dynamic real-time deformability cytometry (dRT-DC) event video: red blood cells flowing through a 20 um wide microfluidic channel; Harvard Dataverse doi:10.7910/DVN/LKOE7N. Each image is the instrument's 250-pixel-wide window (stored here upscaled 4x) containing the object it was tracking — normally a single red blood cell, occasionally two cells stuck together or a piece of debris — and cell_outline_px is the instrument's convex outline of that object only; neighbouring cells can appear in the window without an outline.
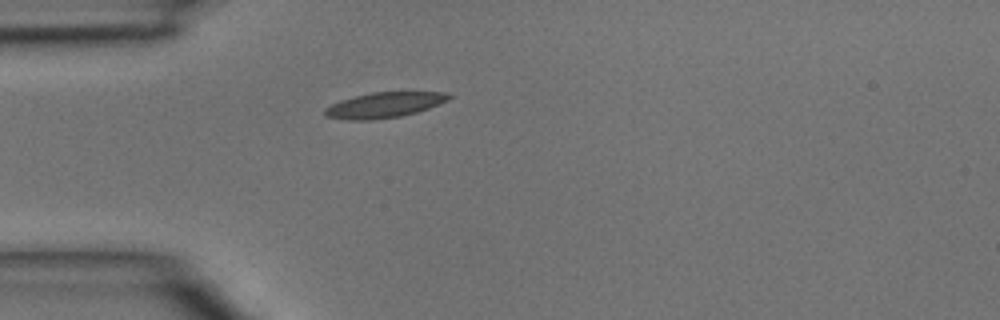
{"species": "common noctule bat (a hibernating species)", "species_latin": "Nyctalus noctula", "temperature_condition": "room temperature", "stored_images_in_passage": 1, "camera_frame_rate_fps": 3000, "um_per_image_px": 0.085, "animal": {"sex": "male", "body_mass_g": 15.6}, "frame": {"image": 1, "passage_image": 1, "time_ms": 0.0, "image_size_px": [1000, 320], "cell_outline_px": [[452, 96], [448, 100], [428, 108], [416, 112], [400, 116], [372, 120], [348, 120], [324, 116], [324, 108], [340, 100], [372, 92], [448, 92]], "centroid_in_image_um": [32.64, 8.93], "position_along_channel_um": 52.4, "area_um2": 18.26}}